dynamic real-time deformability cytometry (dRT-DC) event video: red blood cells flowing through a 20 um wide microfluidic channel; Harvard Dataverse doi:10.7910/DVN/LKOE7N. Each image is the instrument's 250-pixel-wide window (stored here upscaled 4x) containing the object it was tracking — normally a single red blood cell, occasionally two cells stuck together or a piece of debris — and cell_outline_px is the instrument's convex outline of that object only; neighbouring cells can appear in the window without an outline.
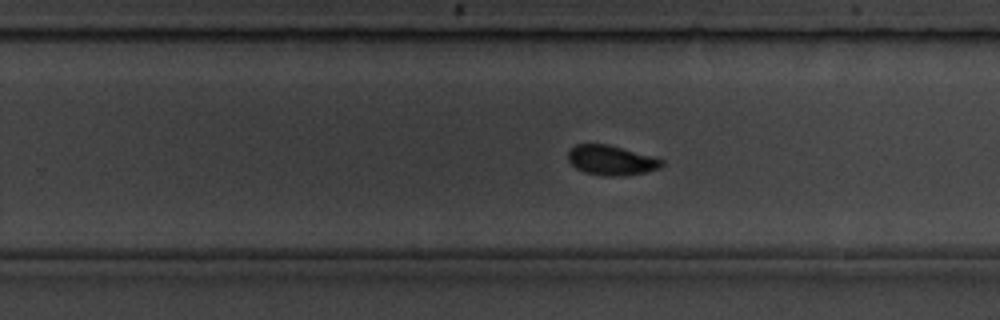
{"species": "common noctule bat (a hibernating species)", "species_latin": "Nyctalus noctula", "temperature_condition": "room temperature", "stored_images_in_passage": 50, "camera_frame_rate_fps": 3000, "um_per_image_px": 0.085, "animal": {"sex": "male", "body_mass_g": 19.5, "forearm_length_mm": 54.6}, "frame": {"image": 1, "passage_image": 36, "time_ms": 11.667, "image_size_px": [1000, 320], "cell_outline_px": [[664, 164], [660, 168], [644, 172], [624, 176], [604, 176], [584, 172], [576, 168], [568, 160], [568, 152], [576, 144], [608, 144], [656, 156], [664, 160]], "centroid_in_image_um": [52.0, 13.62], "position_along_channel_um": 277.8, "area_um2": 16.47}, "authors_computed_cell_mechanics": {"area_um2": 16.7909, "velocity_mm_per_s": 3.5944, "shape_relaxation_time_tau1_ms": 3.2261, "shape_relaxation_time_tau2_ms": 2.2506, "deformation_change_tau1": 0.1215, "deformation_change_tau2": 0.0712}}